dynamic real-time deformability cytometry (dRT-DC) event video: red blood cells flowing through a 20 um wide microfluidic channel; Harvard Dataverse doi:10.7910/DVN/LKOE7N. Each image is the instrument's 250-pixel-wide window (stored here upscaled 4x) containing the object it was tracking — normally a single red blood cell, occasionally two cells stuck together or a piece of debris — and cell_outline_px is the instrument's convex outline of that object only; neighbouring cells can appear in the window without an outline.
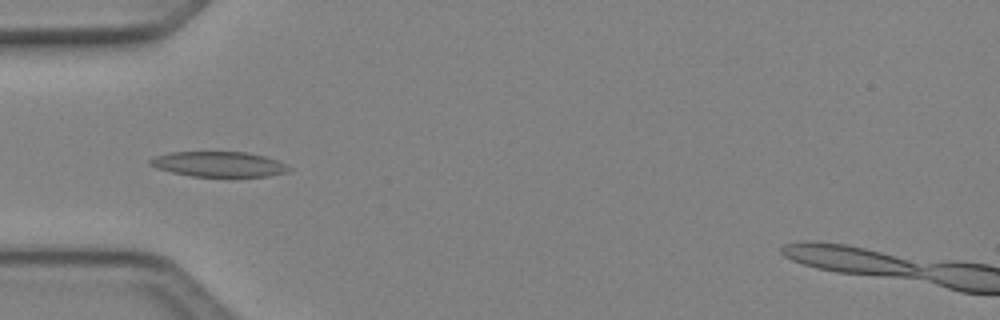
{"species": "Egyptian fruit bat (a non-hibernating species)", "species_latin": "Rousettus aegyptiacus", "temperature_condition": "cold", "stored_images_in_passage": 45, "camera_frame_rate_fps": 3000, "um_per_image_px": 0.085, "animal": {"sex": "female"}, "frame": {"image": 1, "passage_image": 12, "time_ms": 3.667, "image_size_px": [1000, 320], "cell_outline_px": [[292, 168], [288, 172], [268, 176], [192, 176], [172, 172], [156, 168], [148, 164], [148, 160], [156, 156], [172, 152], [248, 152], [264, 156], [276, 160]], "centroid_in_image_um": [18.59, 13.95], "position_along_channel_um": 66.4, "area_um2": 20.23}}
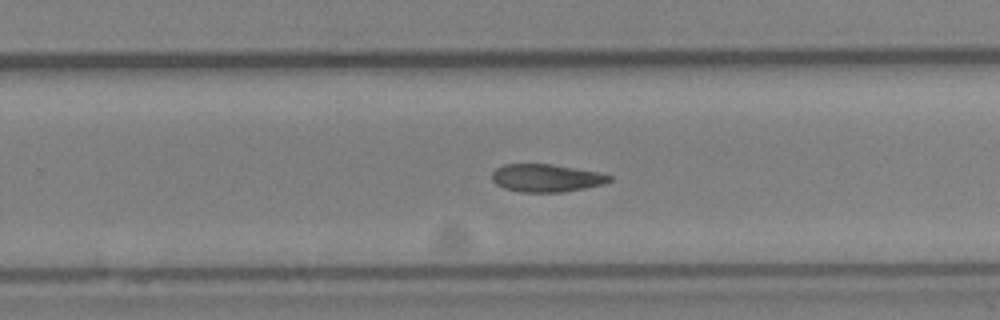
{"frame": {"image": 2, "passage_image": 28, "time_ms": 9.0, "image_size_px": [1000, 320], "cell_outline_px": [[612, 180], [604, 184], [584, 188], [560, 192], [520, 192], [504, 188], [496, 184], [492, 180], [492, 172], [496, 168], [504, 164], [552, 164], [600, 172], [612, 176]], "centroid_in_image_um": [46.44, 15.12], "position_along_channel_um": 283.4, "area_um2": 19.07}}
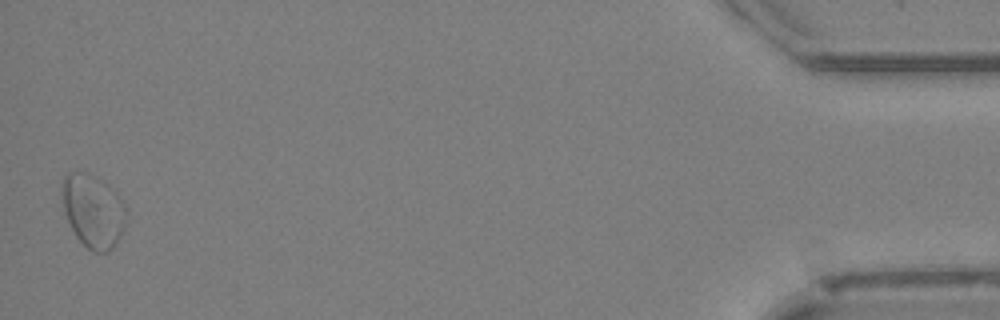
{"frame": {"image": 3, "passage_image": 45, "time_ms": 14.667, "image_size_px": [1000, 320], "cell_outline_px": [[128, 216], [124, 228], [116, 244], [108, 252], [92, 252], [76, 236], [68, 220], [64, 208], [64, 176], [72, 172], [88, 172], [96, 176], [108, 184], [124, 204]], "centroid_in_image_um": [7.97, 17.94], "position_along_channel_um": 427.2, "area_um2": 26.99}}